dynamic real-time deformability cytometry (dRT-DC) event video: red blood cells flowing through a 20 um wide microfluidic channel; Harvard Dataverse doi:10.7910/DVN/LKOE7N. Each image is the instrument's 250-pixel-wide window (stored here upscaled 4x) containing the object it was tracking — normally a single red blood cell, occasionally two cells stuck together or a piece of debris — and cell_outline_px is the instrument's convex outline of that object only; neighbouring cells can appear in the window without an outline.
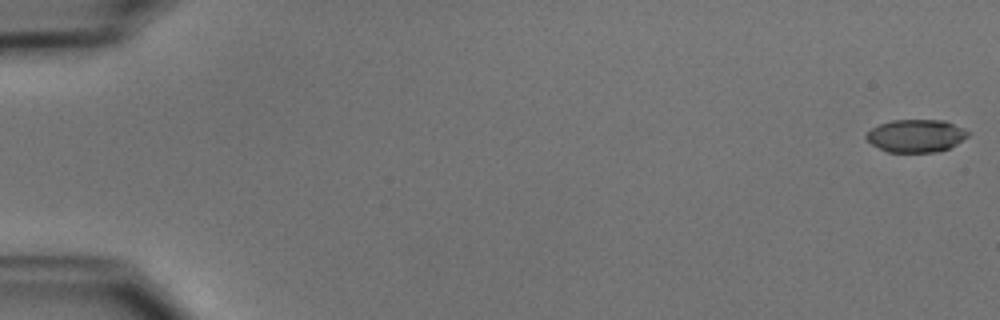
{"species": "common noctule bat (a hibernating species)", "species_latin": "Nyctalus noctula", "temperature_condition": "cold", "stored_images_in_passage": 52, "camera_frame_rate_fps": 3000, "um_per_image_px": 0.085, "animal": {"sex": "male", "body_mass_g": 15.6}, "frame": {"image": 1, "passage_image": 1, "time_ms": 0.0, "image_size_px": [1000, 320], "cell_outline_px": [[968, 136], [956, 144], [948, 148], [936, 152], [888, 152], [872, 144], [864, 136], [872, 128], [880, 124], [892, 120], [944, 120], [964, 128], [968, 132]], "centroid_in_image_um": [77.86, 11.54], "position_along_channel_um": 7.1, "area_um2": 19.25}}
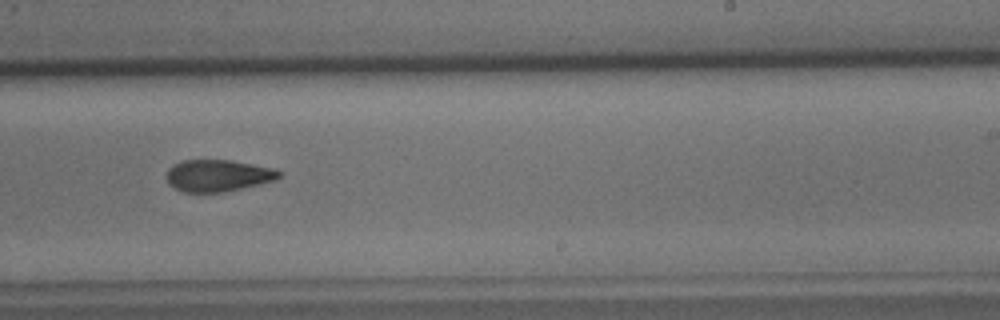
{"frame": {"image": 2, "passage_image": 33, "time_ms": 10.667, "image_size_px": [1000, 320], "cell_outline_px": [[284, 172], [276, 180], [240, 188], [220, 192], [184, 192], [168, 184], [164, 176], [168, 168], [172, 164], [180, 160], [232, 160], [276, 168]], "centroid_in_image_um": [18.51, 14.9], "position_along_channel_um": 270.5, "area_um2": 21.15}}
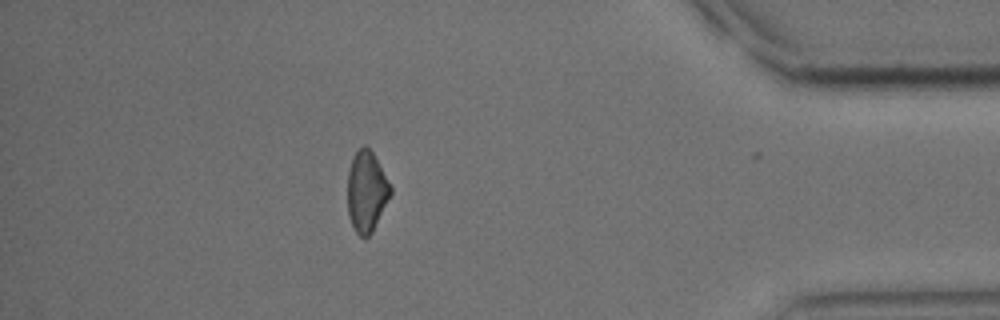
{"frame": {"image": 3, "passage_image": 46, "time_ms": 15.0, "image_size_px": [1000, 320], "cell_outline_px": [[392, 192], [372, 232], [368, 236], [360, 236], [356, 232], [348, 216], [348, 172], [352, 160], [356, 152], [364, 144], [372, 152], [392, 188]], "centroid_in_image_um": [31.15, 16.29], "position_along_channel_um": 404.1, "area_um2": 19.77}, "authors_computed_cell_mechanics": {"area_um2": 21.1259, "velocity_mm_per_s": 3.9394, "shape_relaxation_time_tau1_ms": 5.7328, "shape_relaxation_time_tau2_ms": 6.3846, "deformation_change_tau1": 0.1466, "deformation_change_tau2": 0.1237}}